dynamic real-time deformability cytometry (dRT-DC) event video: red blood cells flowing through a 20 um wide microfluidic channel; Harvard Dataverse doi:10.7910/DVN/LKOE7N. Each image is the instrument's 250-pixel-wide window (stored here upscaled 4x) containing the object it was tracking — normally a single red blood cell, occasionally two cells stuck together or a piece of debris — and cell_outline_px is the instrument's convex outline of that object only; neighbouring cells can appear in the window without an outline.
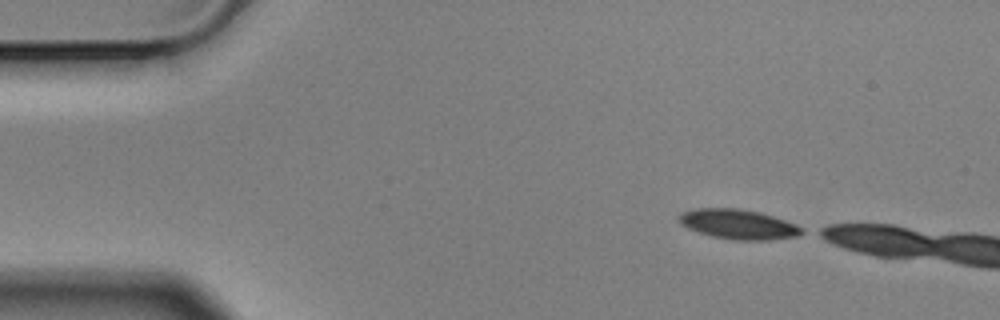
{"species": "Egyptian fruit bat (a non-hibernating species)", "species_latin": "Rousettus aegyptiacus", "temperature_condition": "cold", "stored_images_in_passage": 9, "camera_frame_rate_fps": 3000, "um_per_image_px": 0.085, "animal": {"sex": "male"}, "frame": {"image": 1, "passage_image": 1, "time_ms": 0.0, "image_size_px": [1000, 320], "cell_outline_px": [[804, 232], [796, 236], [768, 240], [736, 240], [712, 236], [688, 228], [680, 224], [680, 216], [684, 212], [696, 208], [740, 208], [760, 212], [796, 224], [804, 228]], "centroid_in_image_um": [62.79, 19.06], "position_along_channel_um": 22.2, "area_um2": 21.1}}